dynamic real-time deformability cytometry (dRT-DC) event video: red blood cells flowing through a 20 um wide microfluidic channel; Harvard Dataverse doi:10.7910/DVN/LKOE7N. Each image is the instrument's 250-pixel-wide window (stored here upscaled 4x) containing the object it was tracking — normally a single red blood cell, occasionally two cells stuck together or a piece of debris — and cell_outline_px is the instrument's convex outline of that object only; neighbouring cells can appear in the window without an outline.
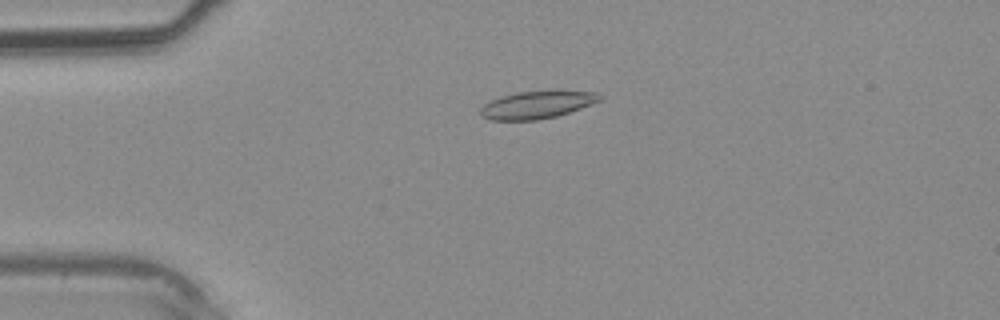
{"species": "common noctule bat (a hibernating species)", "species_latin": "Nyctalus noctula", "temperature_condition": "warm", "stored_images_in_passage": 34, "camera_frame_rate_fps": 3000, "um_per_image_px": 0.085, "animal": {"sex": "male", "body_mass_g": 20.4}, "frame": {"image": 1, "passage_image": 5, "time_ms": 1.333, "image_size_px": [1000, 320], "cell_outline_px": [[604, 96], [600, 100], [592, 104], [556, 116], [536, 120], [488, 120], [480, 116], [480, 108], [484, 104], [500, 96], [516, 92], [596, 92]], "centroid_in_image_um": [45.58, 8.93], "position_along_channel_um": 39.4, "area_um2": 18.73}}
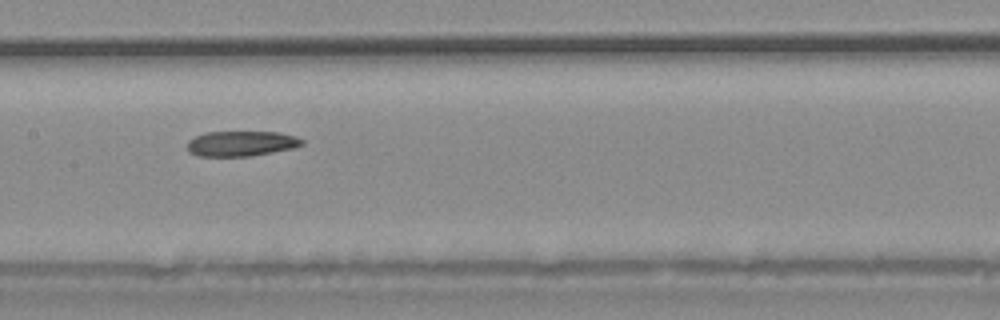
{"frame": {"image": 2, "passage_image": 15, "time_ms": 4.667, "image_size_px": [1000, 320], "cell_outline_px": [[304, 144], [292, 148], [252, 156], [196, 156], [188, 152], [188, 140], [204, 132], [280, 132], [296, 136], [304, 140]], "centroid_in_image_um": [20.5, 12.2], "position_along_channel_um": 186.9, "area_um2": 16.94}}
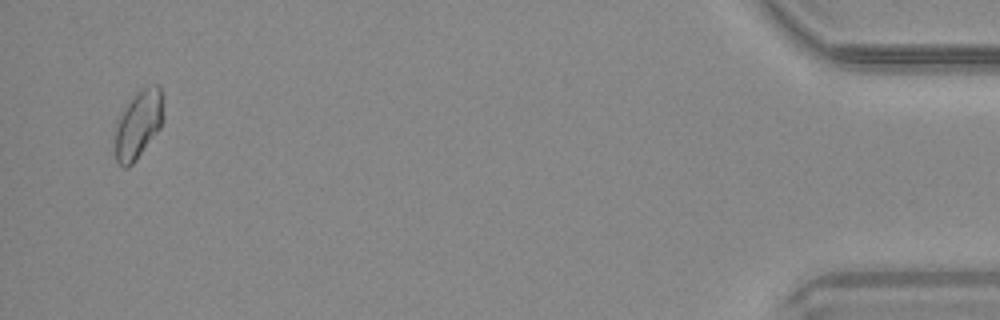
{"frame": {"image": 3, "passage_image": 33, "time_ms": 10.667, "image_size_px": [1000, 320], "cell_outline_px": [[164, 120], [160, 128], [136, 160], [128, 168], [124, 168], [116, 160], [112, 152], [116, 120], [132, 96], [136, 92], [144, 88], [156, 84], [160, 84], [164, 116]], "centroid_in_image_um": [11.72, 10.6], "position_along_channel_um": 423.5, "area_um2": 19.77}}